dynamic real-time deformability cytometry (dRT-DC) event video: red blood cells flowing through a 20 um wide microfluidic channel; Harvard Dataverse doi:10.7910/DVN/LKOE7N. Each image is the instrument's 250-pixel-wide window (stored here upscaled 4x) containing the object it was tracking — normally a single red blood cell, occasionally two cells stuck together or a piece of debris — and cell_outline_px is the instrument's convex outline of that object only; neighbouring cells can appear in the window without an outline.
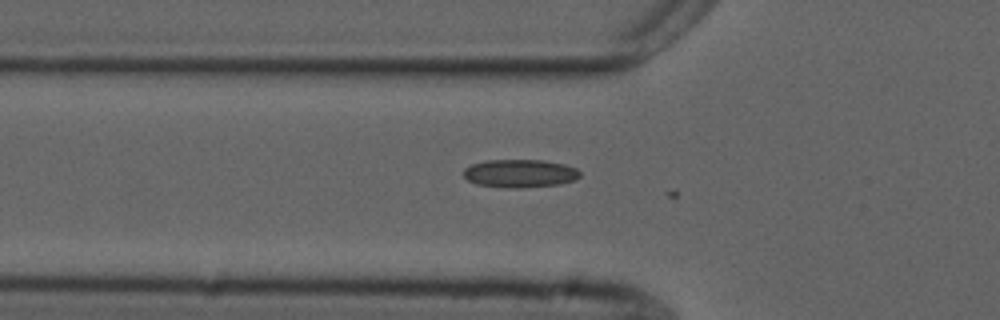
{"species": "common noctule bat (a hibernating species)", "species_latin": "Nyctalus noctula", "temperature_condition": "cold", "stored_images_in_passage": 3, "camera_frame_rate_fps": 3000, "um_per_image_px": 0.085, "animal": {"sex": "male", "forearm_length_mm": 52.5}, "frame": {"image": 1, "passage_image": 2, "time_ms": 0.333, "image_size_px": [1000, 320], "cell_outline_px": [[580, 176], [576, 180], [560, 184], [524, 188], [508, 188], [476, 184], [468, 180], [464, 176], [464, 168], [472, 164], [484, 160], [544, 160], [564, 164], [576, 168], [580, 172]], "centroid_in_image_um": [44.21, 14.74], "position_along_channel_um": 81.6, "area_um2": 19.25}}